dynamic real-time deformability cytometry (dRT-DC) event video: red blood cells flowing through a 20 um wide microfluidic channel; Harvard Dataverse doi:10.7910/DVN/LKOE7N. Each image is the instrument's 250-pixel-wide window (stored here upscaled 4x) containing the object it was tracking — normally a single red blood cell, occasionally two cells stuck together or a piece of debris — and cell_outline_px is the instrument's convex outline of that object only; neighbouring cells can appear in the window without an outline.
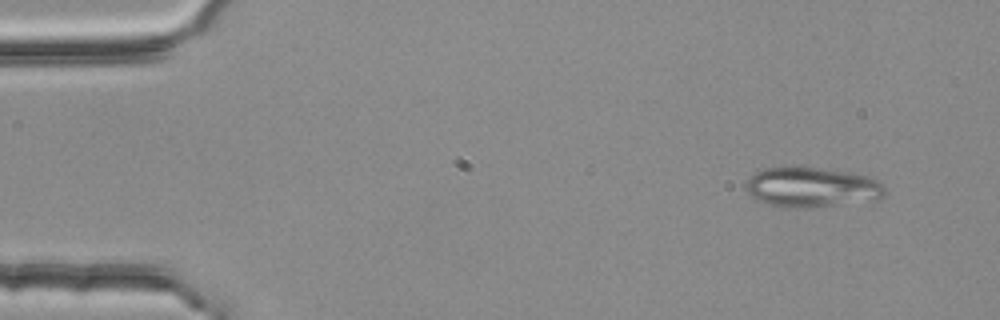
{"species": "common noctule bat (a hibernating species)", "species_latin": "Nyctalus noctula", "temperature_condition": "room temperature", "stored_images_in_passage": 4, "segment_of_instrument_passage": [1, 2], "camera_frame_rate_fps": 3000, "um_per_image_px": 0.085, "animal": {"sex": "female", "body_mass_g": 25.1}, "frame": {"image": 1, "passage_image": 1, "time_ms": 0.0, "image_size_px": [1000, 320], "cell_outline_px": [[884, 192], [876, 200], [808, 208], [784, 208], [756, 200], [744, 188], [744, 184], [756, 172], [764, 168], [792, 164], [852, 172], [872, 176], [880, 180], [884, 184]], "centroid_in_image_um": [68.99, 15.88], "position_along_channel_um": 16.0, "area_um2": 33.35}}